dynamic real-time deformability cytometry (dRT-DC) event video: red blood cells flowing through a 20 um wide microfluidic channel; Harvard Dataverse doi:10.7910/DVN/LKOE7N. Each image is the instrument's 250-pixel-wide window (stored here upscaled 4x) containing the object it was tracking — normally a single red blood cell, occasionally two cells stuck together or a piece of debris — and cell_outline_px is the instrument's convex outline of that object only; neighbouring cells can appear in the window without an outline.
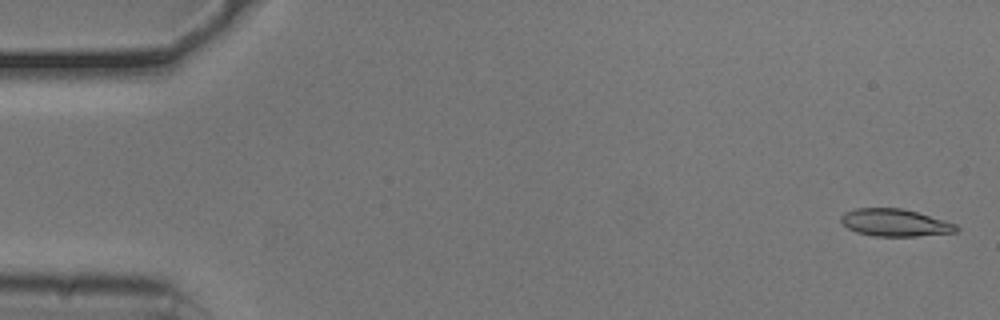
{"species": "common noctule bat (a hibernating species)", "species_latin": "Nyctalus noctula", "temperature_condition": "cold", "stored_images_in_passage": 54, "camera_frame_rate_fps": 3000, "um_per_image_px": 0.085, "animal": {"sex": "male", "body_mass_g": 20.5, "forearm_length_mm": 52.5}, "frame": {"image": 1, "passage_image": 2, "time_ms": 0.333, "image_size_px": [1000, 320], "cell_outline_px": [[960, 228], [956, 232], [916, 236], [872, 236], [856, 232], [848, 228], [840, 220], [840, 216], [844, 212], [856, 208], [900, 208], [916, 212], [956, 224]], "centroid_in_image_um": [76.04, 18.93], "position_along_channel_um": 9.0, "area_um2": 18.26}}
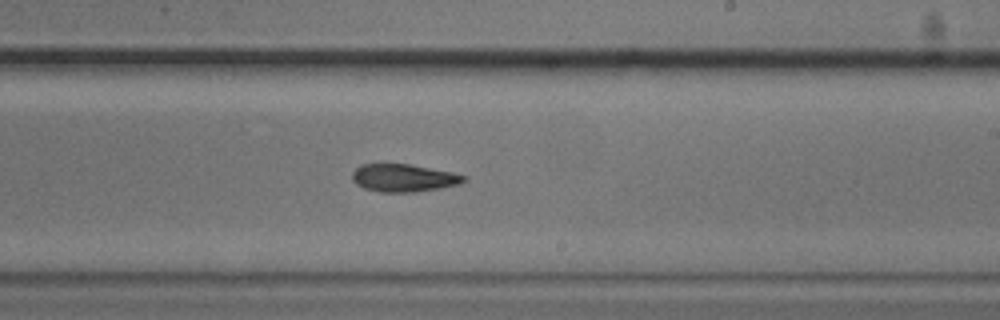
{"frame": {"image": 2, "passage_image": 32, "time_ms": 10.333, "image_size_px": [1000, 320], "cell_outline_px": [[468, 180], [460, 184], [440, 188], [412, 192], [380, 192], [364, 188], [356, 184], [352, 180], [352, 172], [356, 168], [364, 164], [408, 164], [452, 172], [468, 176]], "centroid_in_image_um": [34.33, 15.13], "position_along_channel_um": 254.7, "area_um2": 18.03}}
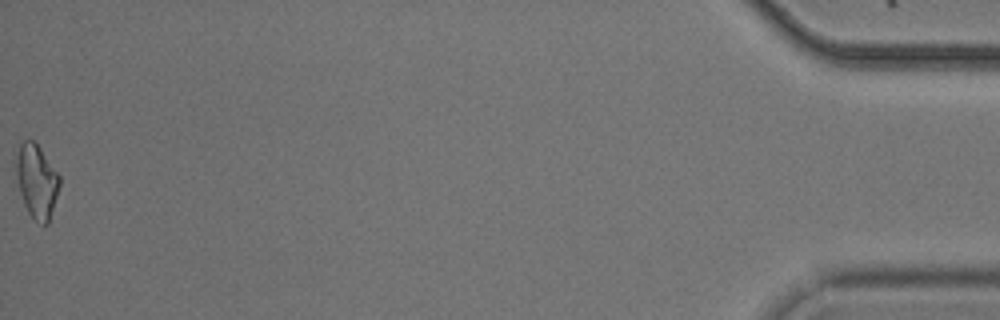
{"frame": {"image": 3, "passage_image": 54, "time_ms": 17.667, "image_size_px": [1000, 320], "cell_outline_px": [[60, 184], [48, 224], [44, 228], [28, 212], [24, 204], [20, 192], [16, 176], [16, 160], [20, 144], [24, 140], [32, 140], [40, 148], [60, 176]], "centroid_in_image_um": [3.12, 15.43], "position_along_channel_um": 432.1, "area_um2": 18.38}, "authors_computed_cell_mechanics": {"area_um2": 18.3226, "velocity_mm_per_s": 3.7783, "shape_relaxation_time_tau1_ms": 6.4579, "shape_relaxation_time_tau2_ms": 8.4582, "deformation_change_tau1": 0.1439, "deformation_change_tau2": 0.1884}}